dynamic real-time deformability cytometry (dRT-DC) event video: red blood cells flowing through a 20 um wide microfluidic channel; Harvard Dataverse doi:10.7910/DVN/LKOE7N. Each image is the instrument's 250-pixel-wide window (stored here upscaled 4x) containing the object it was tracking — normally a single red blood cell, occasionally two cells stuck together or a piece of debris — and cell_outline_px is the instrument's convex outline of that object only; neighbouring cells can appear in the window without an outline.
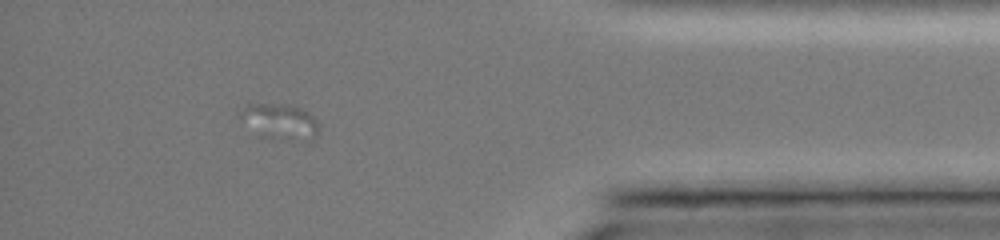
{"species": "common noctule bat (a hibernating species)", "species_latin": "Nyctalus noctula", "temperature_condition": "cold", "stored_images_in_passage": 60, "camera_frame_rate_fps": 3000, "um_per_image_px": 0.085, "animal": {"sex": "female", "body_mass_g": 19.0, "forearm_length_mm": 51.5}, "frame": {"image": 1, "passage_image": 53, "time_ms": 17.333, "image_size_px": [1000, 240], "cell_outline_px": [[320, 132], [316, 140], [308, 140], [240, 116], [240, 112], [248, 104], [292, 104], [308, 112], [320, 124]], "centroid_in_image_um": [24.15, 10.12], "position_along_channel_um": 411.0, "area_um2": 12.89}}